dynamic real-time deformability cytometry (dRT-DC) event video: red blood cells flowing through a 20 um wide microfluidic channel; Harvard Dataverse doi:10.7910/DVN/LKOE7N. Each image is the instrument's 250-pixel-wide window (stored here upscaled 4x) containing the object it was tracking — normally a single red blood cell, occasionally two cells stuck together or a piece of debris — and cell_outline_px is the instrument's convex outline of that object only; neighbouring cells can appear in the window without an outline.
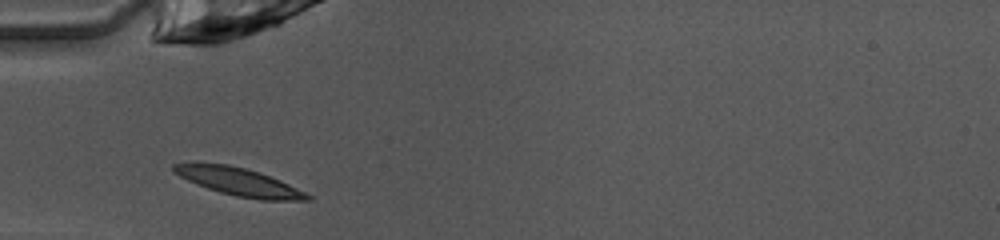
{"species": "common noctule bat (a hibernating species)", "species_latin": "Nyctalus noctula", "temperature_condition": "warm", "stored_images_in_passage": 23, "camera_frame_rate_fps": 3000, "um_per_image_px": 0.085, "animal": {"sex": "female", "body_mass_g": 10.0, "forearm_length_mm": 53.1}, "frame": {"image": 1, "passage_image": 1, "time_ms": 0.0, "image_size_px": [1000, 240], "cell_outline_px": [[312, 200], [260, 200], [236, 196], [220, 192], [196, 184], [172, 172], [172, 164], [228, 164], [244, 168], [280, 180], [312, 196]], "centroid_in_image_um": [20.32, 15.47], "position_along_channel_um": 64.7, "area_um2": 21.1}}
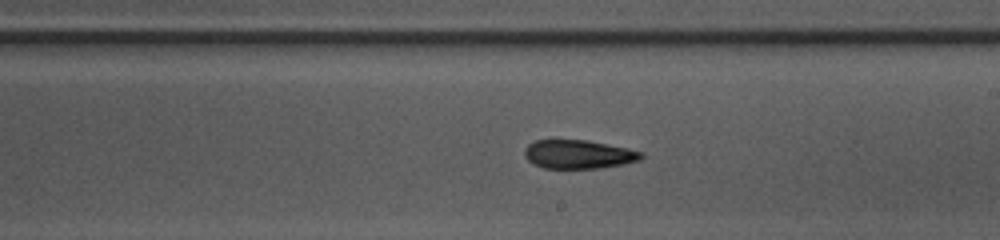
{"frame": {"image": 2, "passage_image": 14, "time_ms": 4.333, "image_size_px": [1000, 240], "cell_outline_px": [[644, 156], [640, 160], [624, 164], [600, 168], [544, 168], [532, 164], [524, 156], [524, 148], [528, 144], [536, 140], [584, 140], [644, 152]], "centroid_in_image_um": [49.14, 13.13], "position_along_channel_um": 239.9, "area_um2": 19.42}}
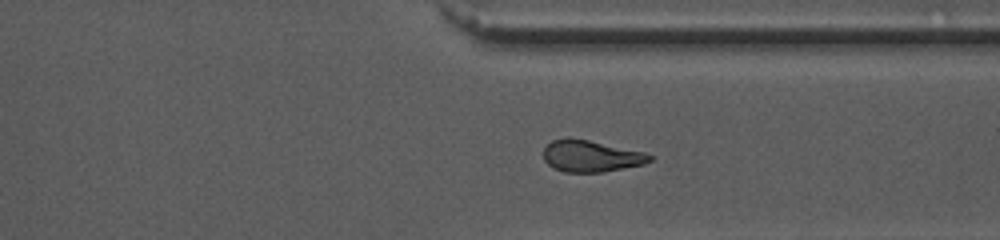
{"frame": {"image": 3, "passage_image": 23, "time_ms": 7.333, "image_size_px": [1000, 240], "cell_outline_px": [[656, 156], [652, 160], [644, 164], [604, 172], [564, 172], [552, 168], [544, 160], [544, 148], [552, 140], [568, 136], [588, 140], [644, 152]], "centroid_in_image_um": [50.23, 13.26], "position_along_channel_um": 361.2, "area_um2": 19.77}}